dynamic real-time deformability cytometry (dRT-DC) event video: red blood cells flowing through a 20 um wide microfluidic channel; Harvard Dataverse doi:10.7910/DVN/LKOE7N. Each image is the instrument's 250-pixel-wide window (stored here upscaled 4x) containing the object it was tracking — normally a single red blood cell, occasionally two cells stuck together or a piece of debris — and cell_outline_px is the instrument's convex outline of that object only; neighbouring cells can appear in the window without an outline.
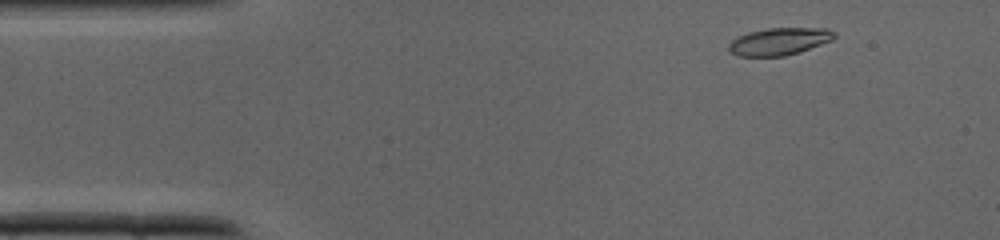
{"species": "common noctule bat (a hibernating species)", "species_latin": "Nyctalus noctula", "temperature_condition": "cold", "stored_images_in_passage": 35, "camera_frame_rate_fps": 3000, "um_per_image_px": 0.085, "animal": {"sex": "male", "body_mass_g": 19.0, "forearm_length_mm": 50.8}, "frame": {"image": 1, "passage_image": 2, "time_ms": 0.333, "image_size_px": [1000, 240], "cell_outline_px": [[836, 36], [832, 40], [800, 52], [784, 56], [736, 56], [728, 52], [728, 44], [732, 40], [748, 32], [768, 28], [828, 28], [836, 32]], "centroid_in_image_um": [66.23, 3.52], "position_along_channel_um": 18.8, "area_um2": 16.94}}
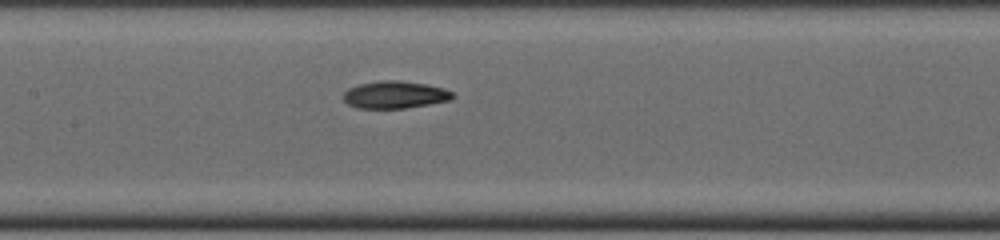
{"frame": {"image": 2, "passage_image": 15, "time_ms": 4.667, "image_size_px": [1000, 240], "cell_outline_px": [[456, 96], [452, 100], [404, 108], [356, 108], [348, 104], [344, 100], [344, 92], [348, 88], [360, 84], [384, 80], [400, 80], [428, 84], [444, 88], [452, 92]], "centroid_in_image_um": [33.6, 8.05], "position_along_channel_um": 173.8, "area_um2": 17.46}}
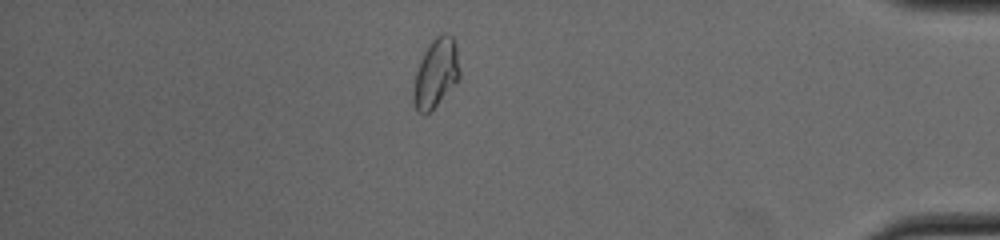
{"frame": {"image": 3, "passage_image": 30, "time_ms": 9.667, "image_size_px": [1000, 240], "cell_outline_px": [[460, 76], [436, 104], [424, 116], [416, 112], [412, 96], [412, 92], [416, 72], [420, 60], [424, 52], [432, 40], [440, 32], [444, 32], [452, 36], [456, 44], [460, 68]], "centroid_in_image_um": [37.03, 6.19], "position_along_channel_um": 398.2, "area_um2": 18.44}}